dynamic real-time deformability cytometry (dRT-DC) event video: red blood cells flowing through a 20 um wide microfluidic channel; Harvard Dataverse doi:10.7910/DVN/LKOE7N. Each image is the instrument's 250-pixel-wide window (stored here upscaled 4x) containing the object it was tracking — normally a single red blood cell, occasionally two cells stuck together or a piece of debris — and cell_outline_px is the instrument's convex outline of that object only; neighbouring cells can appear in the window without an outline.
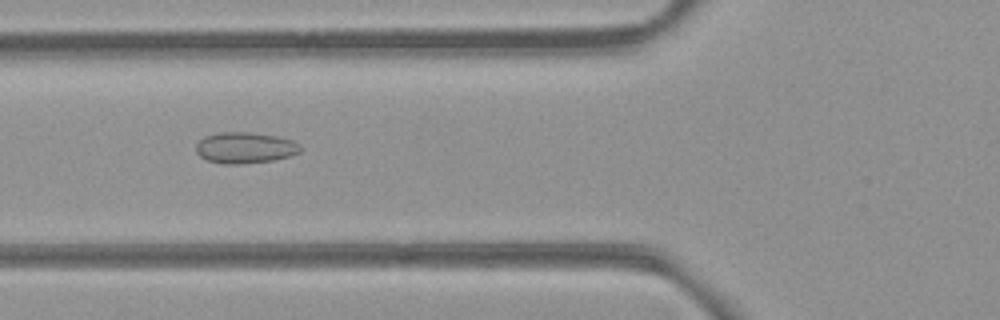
{"species": "common noctule bat (a hibernating species)", "species_latin": "Nyctalus noctula", "temperature_condition": "room temperature", "stored_images_in_passage": 54, "camera_frame_rate_fps": 3000, "um_per_image_px": 0.085, "animal": {"sex": "female", "body_mass_g": 21.9}, "frame": {"image": 1, "passage_image": 21, "time_ms": 6.667, "image_size_px": [1000, 320], "cell_outline_px": [[300, 152], [288, 156], [272, 160], [240, 164], [224, 164], [208, 160], [200, 156], [196, 152], [196, 144], [204, 136], [220, 132], [248, 132], [276, 136], [292, 140], [300, 148]], "centroid_in_image_um": [20.78, 12.55], "position_along_channel_um": 105.0, "area_um2": 18.67}}
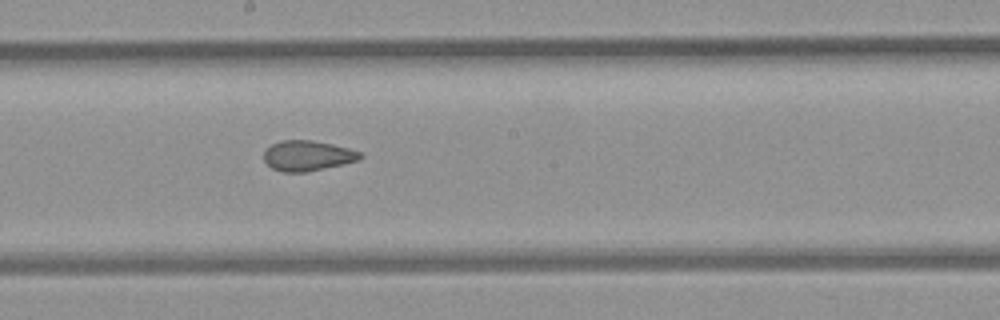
{"frame": {"image": 2, "passage_image": 30, "time_ms": 9.667, "image_size_px": [1000, 320], "cell_outline_px": [[364, 156], [360, 160], [308, 172], [284, 172], [272, 168], [264, 160], [264, 148], [280, 140], [312, 140], [332, 144], [348, 148], [360, 152]], "centroid_in_image_um": [26.14, 13.23], "position_along_channel_um": 222.1, "area_um2": 17.11}}
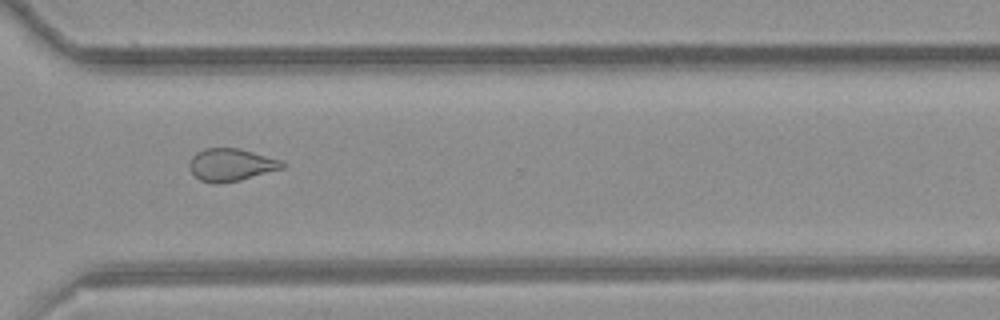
{"frame": {"image": 3, "passage_image": 40, "time_ms": 13.0, "image_size_px": [1000, 320], "cell_outline_px": [[288, 164], [284, 168], [240, 180], [216, 184], [200, 180], [188, 168], [188, 164], [192, 156], [196, 152], [204, 148], [240, 148], [284, 160]], "centroid_in_image_um": [19.68, 13.99], "position_along_channel_um": 350.9, "area_um2": 17.92}, "authors_computed_cell_mechanics": {"area_um2": 18.9295, "velocity_mm_per_s": 3.8722, "shape_relaxation_time_tau1_ms": null, "shape_relaxation_time_tau2_ms": 2.3908, "deformation_change_tau1": null, "deformation_change_tau2": 0.0875}}